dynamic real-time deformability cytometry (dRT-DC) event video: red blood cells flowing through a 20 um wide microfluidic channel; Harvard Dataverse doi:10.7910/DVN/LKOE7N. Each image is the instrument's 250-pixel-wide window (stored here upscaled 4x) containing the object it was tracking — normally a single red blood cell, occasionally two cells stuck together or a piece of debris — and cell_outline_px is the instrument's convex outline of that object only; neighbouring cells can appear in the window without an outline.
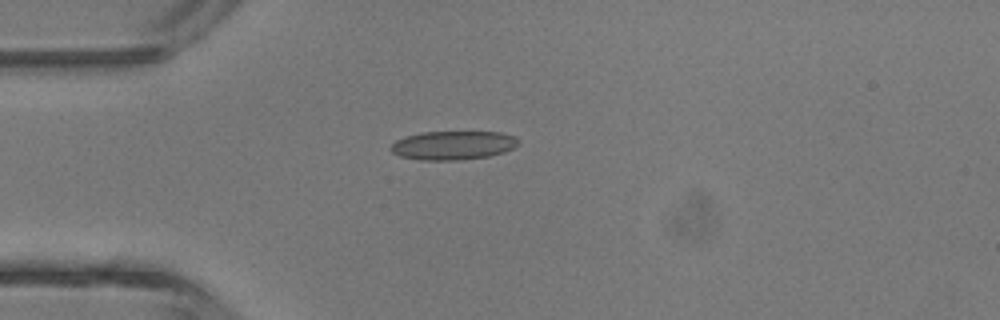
{"species": "common noctule bat (a hibernating species)", "species_latin": "Nyctalus noctula", "temperature_condition": "room temperature", "stored_images_in_passage": 3, "camera_frame_rate_fps": 3000, "um_per_image_px": 0.085, "animal": {"sex": "male", "body_mass_g": 13.3}, "frame": {"image": 1, "passage_image": 3, "time_ms": 3.0, "image_size_px": [1000, 320], "cell_outline_px": [[520, 140], [512, 148], [504, 152], [488, 156], [460, 160], [420, 160], [400, 156], [392, 152], [388, 148], [396, 140], [404, 136], [424, 132], [500, 132], [512, 136]], "centroid_in_image_um": [38.46, 12.35], "position_along_channel_um": 46.5, "area_um2": 21.33}}